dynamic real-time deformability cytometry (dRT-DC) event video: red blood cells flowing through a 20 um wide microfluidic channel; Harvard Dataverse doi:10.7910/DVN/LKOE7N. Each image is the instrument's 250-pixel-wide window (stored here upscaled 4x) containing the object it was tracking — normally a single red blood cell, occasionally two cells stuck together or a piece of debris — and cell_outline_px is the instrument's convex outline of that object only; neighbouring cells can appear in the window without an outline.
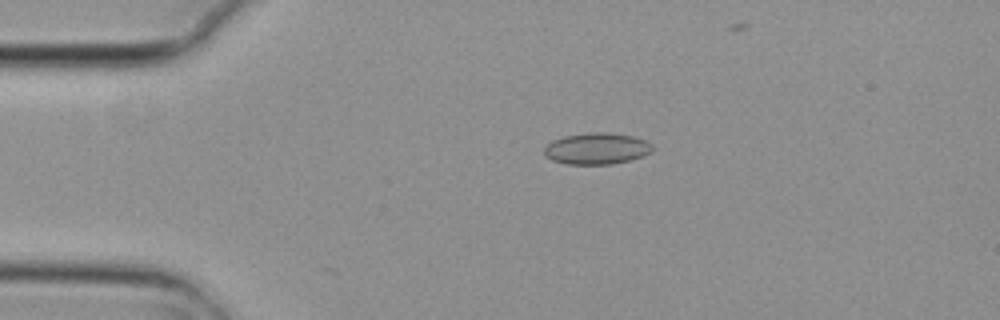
{"species": "common noctule bat (a hibernating species)", "species_latin": "Nyctalus noctula", "temperature_condition": "cold", "stored_images_in_passage": 4, "camera_frame_rate_fps": 3000, "um_per_image_px": 0.085, "animal": {"sex": "female", "body_mass_g": 29.2, "forearm_length_mm": 56.3}, "frame": {"image": 1, "passage_image": 2, "time_ms": 0.333, "image_size_px": [1000, 320], "cell_outline_px": [[652, 152], [628, 160], [612, 164], [568, 164], [552, 160], [544, 156], [544, 148], [552, 140], [564, 136], [588, 132], [608, 132], [632, 136], [648, 140], [652, 144]], "centroid_in_image_um": [50.71, 12.62], "position_along_channel_um": 34.3, "area_um2": 19.88}}